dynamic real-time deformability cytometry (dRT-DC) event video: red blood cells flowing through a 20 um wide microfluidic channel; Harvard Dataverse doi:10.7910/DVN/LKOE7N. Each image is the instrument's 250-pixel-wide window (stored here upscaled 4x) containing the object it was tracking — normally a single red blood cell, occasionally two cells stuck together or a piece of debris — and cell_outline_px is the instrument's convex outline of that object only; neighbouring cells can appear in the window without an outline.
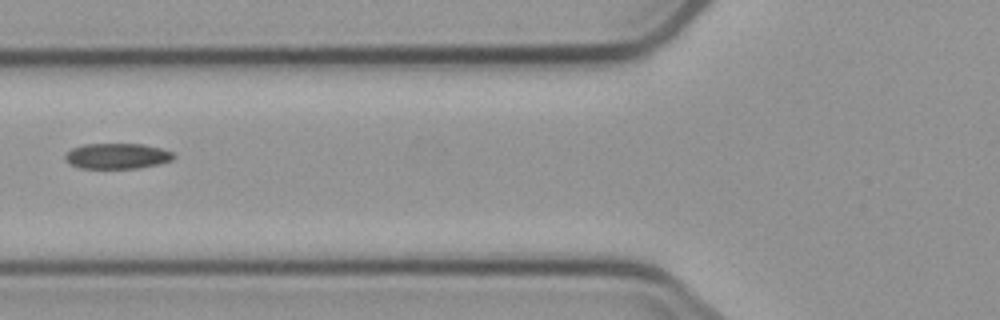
{"species": "common noctule bat (a hibernating species)", "species_latin": "Nyctalus noctula", "temperature_condition": "cold", "stored_images_in_passage": 4, "camera_frame_rate_fps": 3000, "um_per_image_px": 0.085, "animal": {"sex": "male", "body_mass_g": 23.1, "forearm_length_mm": 52.7}, "frame": {"image": 1, "passage_image": 3, "time_ms": 2.333, "image_size_px": [1000, 320], "cell_outline_px": [[176, 156], [172, 160], [160, 164], [136, 168], [80, 168], [64, 160], [64, 156], [72, 148], [84, 144], [144, 144], [160, 148], [172, 152]], "centroid_in_image_um": [9.97, 13.26], "position_along_channel_um": 115.8, "area_um2": 16.13}}
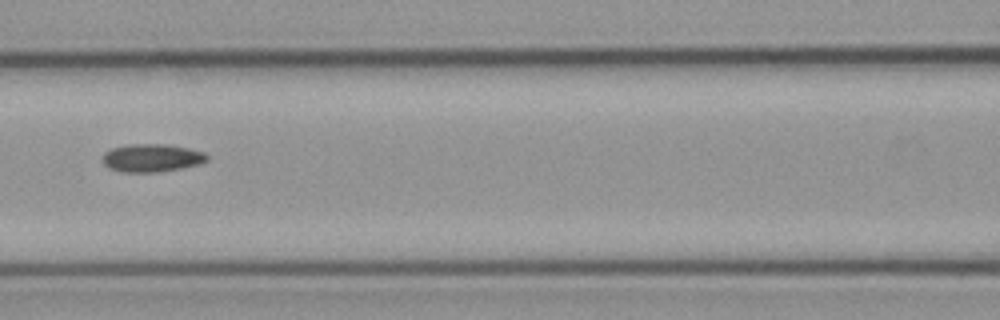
{"frame": {"image": 2, "passage_image": 4, "time_ms": 3.333, "image_size_px": [1000, 320], "cell_outline_px": [[208, 160], [200, 164], [160, 172], [120, 172], [108, 168], [104, 164], [104, 152], [112, 148], [128, 144], [164, 144], [188, 148], [204, 152], [208, 156]], "centroid_in_image_um": [12.9, 13.42], "position_along_channel_um": 153.7, "area_um2": 17.05}}